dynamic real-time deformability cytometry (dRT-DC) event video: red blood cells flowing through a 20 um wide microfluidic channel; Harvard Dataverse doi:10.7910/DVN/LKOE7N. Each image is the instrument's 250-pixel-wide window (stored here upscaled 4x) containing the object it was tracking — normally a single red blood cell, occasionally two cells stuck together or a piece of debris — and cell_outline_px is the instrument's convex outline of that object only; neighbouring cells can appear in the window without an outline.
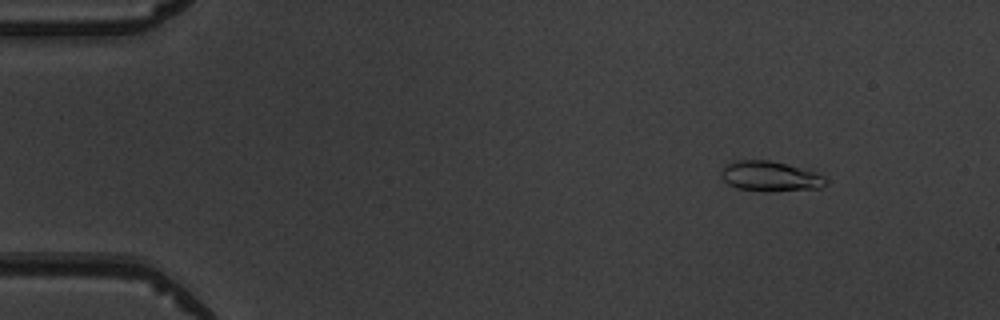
{"species": "common noctule bat (a hibernating species)", "species_latin": "Nyctalus noctula", "temperature_condition": "warm", "stored_images_in_passage": 5, "camera_frame_rate_fps": 3000, "um_per_image_px": 0.085, "animal": {"sex": "male", "body_mass_g": 19.5, "forearm_length_mm": 54.6}, "frame": {"image": 1, "passage_image": 2, "time_ms": 1.0, "image_size_px": [1000, 320], "cell_outline_px": [[828, 180], [820, 188], [764, 192], [736, 188], [728, 184], [720, 176], [720, 172], [728, 164], [736, 160], [768, 160], [788, 164], [824, 176]], "centroid_in_image_um": [65.43, 15.0], "position_along_channel_um": 19.6, "area_um2": 18.26}}